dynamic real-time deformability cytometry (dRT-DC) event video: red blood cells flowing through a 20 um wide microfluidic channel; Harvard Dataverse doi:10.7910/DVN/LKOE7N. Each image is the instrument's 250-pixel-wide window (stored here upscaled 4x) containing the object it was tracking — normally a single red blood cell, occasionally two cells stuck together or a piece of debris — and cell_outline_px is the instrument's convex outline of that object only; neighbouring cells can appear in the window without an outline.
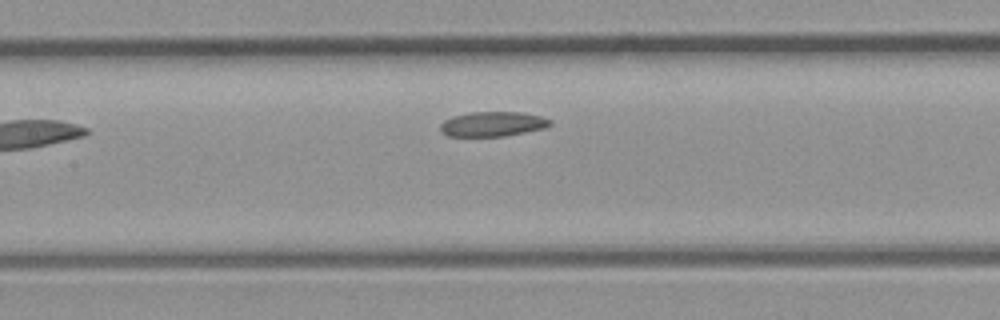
{"species": "common noctule bat (a hibernating species)", "species_latin": "Nyctalus noctula", "temperature_condition": "room temperature", "stored_images_in_passage": 4, "camera_frame_rate_fps": 3000, "um_per_image_px": 0.085, "animal": {"sex": "male", "body_mass_g": 23.1, "forearm_length_mm": 52.7}, "frame": {"image": 1, "passage_image": 4, "time_ms": 1.0, "image_size_px": [1000, 320], "cell_outline_px": [[552, 124], [544, 128], [504, 136], [448, 136], [440, 132], [440, 124], [444, 120], [452, 116], [472, 112], [520, 112], [540, 116], [552, 120]], "centroid_in_image_um": [41.85, 10.54], "position_along_channel_um": 165.6, "area_um2": 15.84}}